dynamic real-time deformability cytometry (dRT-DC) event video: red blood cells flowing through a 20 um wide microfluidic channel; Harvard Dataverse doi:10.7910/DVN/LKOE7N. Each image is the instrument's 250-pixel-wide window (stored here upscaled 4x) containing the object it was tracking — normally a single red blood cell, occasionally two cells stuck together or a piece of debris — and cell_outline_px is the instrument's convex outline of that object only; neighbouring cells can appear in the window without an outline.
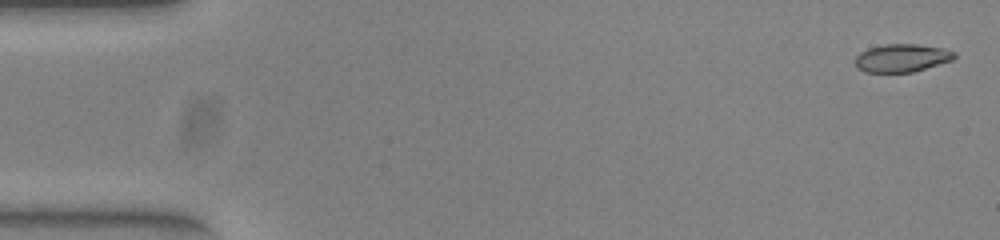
{"species": "common noctule bat (a hibernating species)", "species_latin": "Nyctalus noctula", "temperature_condition": "warm", "stored_images_in_passage": 52, "camera_frame_rate_fps": 3000, "um_per_image_px": 0.085, "animal": {"sex": "female", "body_mass_g": 23.0, "forearm_length_mm": 53.4}, "frame": {"image": 1, "passage_image": 2, "time_ms": 0.333, "image_size_px": [1000, 240], "cell_outline_px": [[956, 56], [952, 60], [912, 72], [864, 72], [856, 68], [856, 56], [860, 52], [868, 48], [884, 44], [916, 44], [944, 48], [956, 52]], "centroid_in_image_um": [76.65, 4.92], "position_along_channel_um": 8.4, "area_um2": 16.18}}
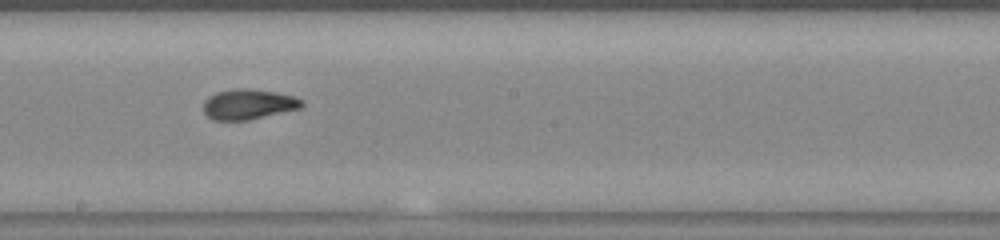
{"frame": {"image": 2, "passage_image": 29, "time_ms": 9.333, "image_size_px": [1000, 240], "cell_outline_px": [[304, 104], [300, 108], [248, 120], [216, 120], [208, 116], [204, 112], [204, 100], [208, 96], [216, 92], [236, 88], [248, 88], [276, 92], [296, 96], [304, 100]], "centroid_in_image_um": [21.13, 8.84], "position_along_channel_um": 227.1, "area_um2": 17.4}}
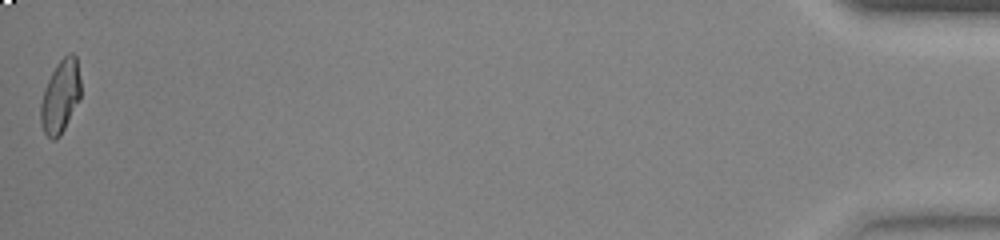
{"frame": {"image": 3, "passage_image": 52, "time_ms": 17.0, "image_size_px": [1000, 240], "cell_outline_px": [[80, 100], [60, 136], [56, 140], [52, 140], [44, 132], [40, 120], [40, 104], [48, 80], [56, 64], [68, 52], [72, 52], [76, 56], [80, 80]], "centroid_in_image_um": [5.14, 8.2], "position_along_channel_um": 430.1, "area_um2": 17.05}, "authors_computed_cell_mechanics": {"area_um2": 17.0221, "velocity_mm_per_s": 3.9675, "shape_relaxation_time_tau1_ms": 5.6924, "shape_relaxation_time_tau2_ms": 1.6595, "deformation_change_tau1": 0.2153, "deformation_change_tau2": 0.0387}}